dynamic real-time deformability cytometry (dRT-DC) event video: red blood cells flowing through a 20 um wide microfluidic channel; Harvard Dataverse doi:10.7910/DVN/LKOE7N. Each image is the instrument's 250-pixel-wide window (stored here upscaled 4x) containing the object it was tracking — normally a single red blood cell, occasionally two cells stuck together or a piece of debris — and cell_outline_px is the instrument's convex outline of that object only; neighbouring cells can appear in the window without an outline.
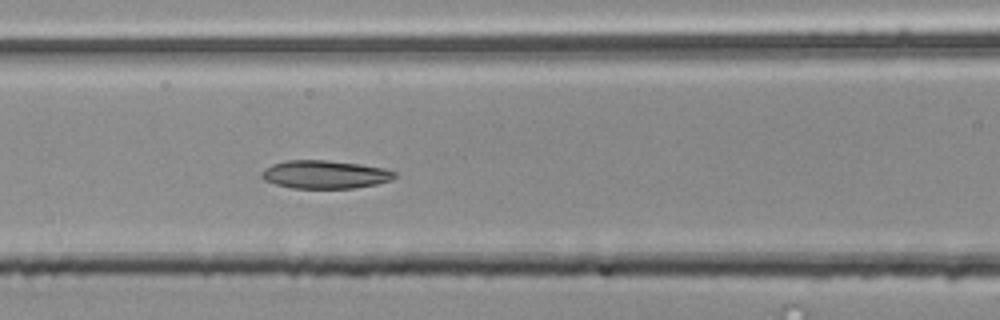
{"species": "common noctule bat (a hibernating species)", "species_latin": "Nyctalus noctula", "temperature_condition": "room temperature", "stored_images_in_passage": 17, "camera_frame_rate_fps": 3000, "um_per_image_px": 0.085, "animal": {"sex": "male", "body_mass_g": 20.4}, "frame": {"image": 1, "passage_image": 10, "time_ms": 3.0, "image_size_px": [1000, 320], "cell_outline_px": [[396, 176], [392, 180], [376, 184], [352, 188], [292, 188], [276, 184], [264, 180], [260, 176], [260, 172], [264, 168], [272, 164], [284, 160], [328, 160], [360, 164], [384, 168], [396, 172]], "centroid_in_image_um": [27.59, 14.82], "position_along_channel_um": 139.0, "area_um2": 21.96}}